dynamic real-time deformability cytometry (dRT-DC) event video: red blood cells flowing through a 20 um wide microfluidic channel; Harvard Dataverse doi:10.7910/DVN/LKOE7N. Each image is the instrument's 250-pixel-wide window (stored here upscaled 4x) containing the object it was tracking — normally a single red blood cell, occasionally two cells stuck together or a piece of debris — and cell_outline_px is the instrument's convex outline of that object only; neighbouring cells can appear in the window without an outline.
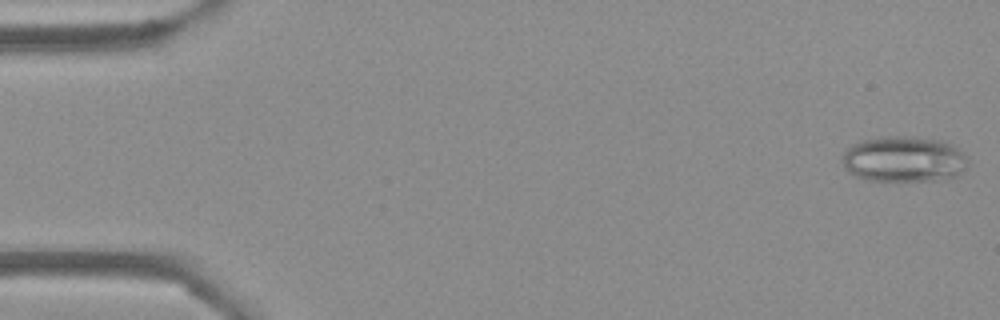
{"species": "Egyptian fruit bat (a non-hibernating species)", "species_latin": "Rousettus aegyptiacus", "temperature_condition": "cold", "stored_images_in_passage": 53, "camera_frame_rate_fps": 3000, "um_per_image_px": 0.085, "frame": {"image": 1, "passage_image": 1, "time_ms": 0.0, "image_size_px": [1000, 320], "cell_outline_px": [[968, 164], [956, 176], [948, 180], [868, 180], [856, 176], [848, 172], [844, 168], [844, 152], [852, 144], [860, 140], [880, 136], [912, 136], [940, 140], [956, 148], [968, 156]], "centroid_in_image_um": [76.83, 13.52], "position_along_channel_um": 8.2, "area_um2": 33.58}}
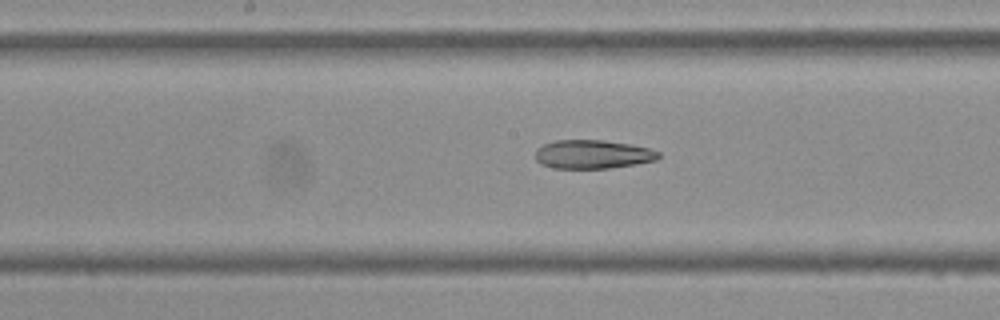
{"frame": {"image": 2, "passage_image": 27, "time_ms": 8.667, "image_size_px": [1000, 320], "cell_outline_px": [[660, 156], [656, 160], [636, 164], [608, 168], [552, 168], [540, 164], [536, 160], [536, 148], [544, 144], [556, 140], [604, 140], [628, 144], [648, 148], [660, 152]], "centroid_in_image_um": [50.36, 13.12], "position_along_channel_um": 197.8, "area_um2": 20.58}}
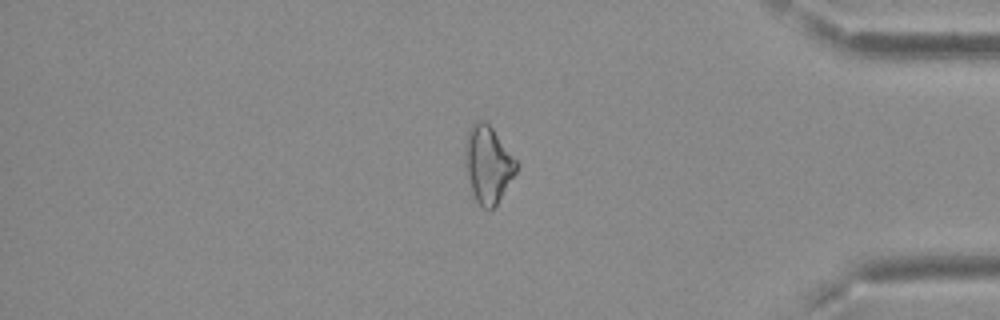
{"frame": {"image": 3, "passage_image": 45, "time_ms": 14.667, "image_size_px": [1000, 320], "cell_outline_px": [[516, 172], [496, 204], [492, 208], [484, 208], [472, 196], [464, 164], [464, 148], [468, 128], [472, 120], [484, 120], [492, 128], [516, 160]], "centroid_in_image_um": [41.41, 13.93], "position_along_channel_um": 393.8, "area_um2": 22.95}}